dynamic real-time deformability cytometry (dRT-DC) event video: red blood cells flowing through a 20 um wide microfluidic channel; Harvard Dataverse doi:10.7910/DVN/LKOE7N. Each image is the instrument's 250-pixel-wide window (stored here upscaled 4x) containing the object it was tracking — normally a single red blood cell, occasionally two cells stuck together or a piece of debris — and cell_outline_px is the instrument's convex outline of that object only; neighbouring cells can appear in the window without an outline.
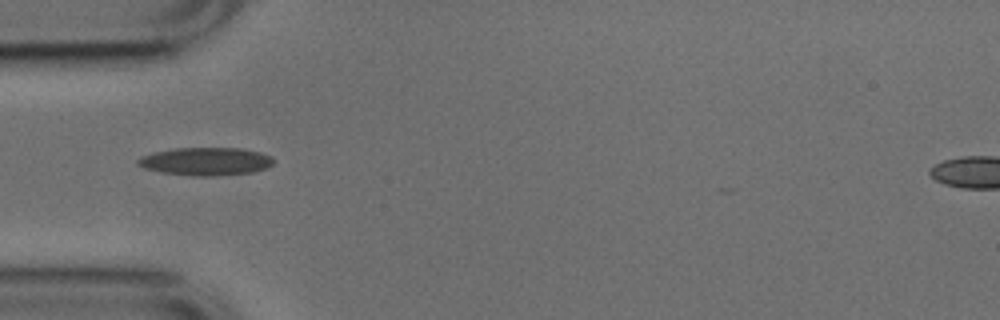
{"species": "common noctule bat (a hibernating species)", "species_latin": "Nyctalus noctula", "temperature_condition": "cold", "stored_images_in_passage": 3, "camera_frame_rate_fps": 3000, "um_per_image_px": 0.085, "animal": {"sex": "male", "body_mass_g": 17.9, "forearm_length_mm": 54.2}, "frame": {"image": 1, "passage_image": 1, "time_ms": 0.0, "image_size_px": [1000, 320], "cell_outline_px": [[272, 164], [264, 168], [252, 172], [208, 176], [196, 176], [160, 172], [144, 168], [136, 164], [136, 160], [140, 156], [156, 152], [176, 148], [240, 148], [260, 152], [272, 156]], "centroid_in_image_um": [17.45, 13.71], "position_along_channel_um": 67.6, "area_um2": 21.91}}